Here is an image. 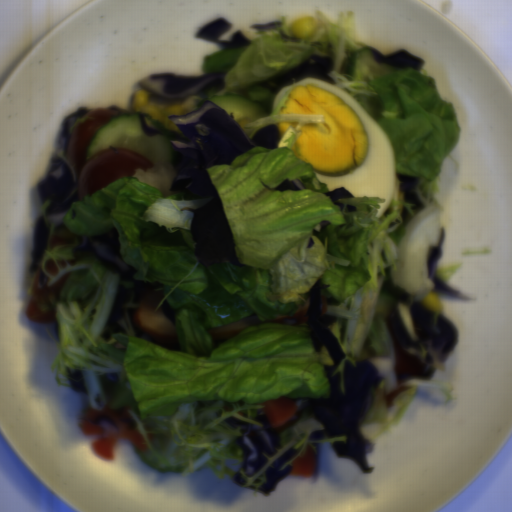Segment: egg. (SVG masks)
I'll use <instances>...</instances> for the list:
<instances>
[{
	"label": "egg",
	"mask_w": 512,
	"mask_h": 512,
	"mask_svg": "<svg viewBox=\"0 0 512 512\" xmlns=\"http://www.w3.org/2000/svg\"><path fill=\"white\" fill-rule=\"evenodd\" d=\"M297 121H289L276 124L278 130V138L279 140L283 137V135L290 129L293 128L295 130Z\"/></svg>",
	"instance_id": "2"
},
{
	"label": "egg",
	"mask_w": 512,
	"mask_h": 512,
	"mask_svg": "<svg viewBox=\"0 0 512 512\" xmlns=\"http://www.w3.org/2000/svg\"><path fill=\"white\" fill-rule=\"evenodd\" d=\"M272 114L322 116L301 125L292 154L309 163L330 192L346 188L351 197L385 199L376 218L386 213L397 189L393 146L357 99L327 81L305 77L278 91Z\"/></svg>",
	"instance_id": "1"
}]
</instances>
